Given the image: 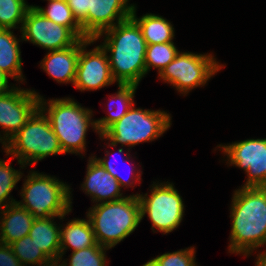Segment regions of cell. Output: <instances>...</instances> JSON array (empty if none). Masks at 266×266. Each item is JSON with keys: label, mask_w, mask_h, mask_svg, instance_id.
<instances>
[{"label": "cell", "mask_w": 266, "mask_h": 266, "mask_svg": "<svg viewBox=\"0 0 266 266\" xmlns=\"http://www.w3.org/2000/svg\"><path fill=\"white\" fill-rule=\"evenodd\" d=\"M106 34L103 49L111 52L108 57L113 79L118 84L138 85L146 74L145 54L147 43L137 22L127 18L96 36Z\"/></svg>", "instance_id": "1"}, {"label": "cell", "mask_w": 266, "mask_h": 266, "mask_svg": "<svg viewBox=\"0 0 266 266\" xmlns=\"http://www.w3.org/2000/svg\"><path fill=\"white\" fill-rule=\"evenodd\" d=\"M230 253L249 255L266 244V196L257 187H242L232 199Z\"/></svg>", "instance_id": "2"}, {"label": "cell", "mask_w": 266, "mask_h": 266, "mask_svg": "<svg viewBox=\"0 0 266 266\" xmlns=\"http://www.w3.org/2000/svg\"><path fill=\"white\" fill-rule=\"evenodd\" d=\"M96 242L112 248L128 237L141 221L138 195L116 201L100 202L87 213Z\"/></svg>", "instance_id": "3"}, {"label": "cell", "mask_w": 266, "mask_h": 266, "mask_svg": "<svg viewBox=\"0 0 266 266\" xmlns=\"http://www.w3.org/2000/svg\"><path fill=\"white\" fill-rule=\"evenodd\" d=\"M44 99L40 97L39 109L26 124L6 143L3 141L6 155L17 158L20 165L36 163L48 155L64 154L51 124L44 115Z\"/></svg>", "instance_id": "4"}, {"label": "cell", "mask_w": 266, "mask_h": 266, "mask_svg": "<svg viewBox=\"0 0 266 266\" xmlns=\"http://www.w3.org/2000/svg\"><path fill=\"white\" fill-rule=\"evenodd\" d=\"M17 202L28 210L34 218L59 217L62 219L71 211L70 188L56 178L32 172L24 182Z\"/></svg>", "instance_id": "5"}, {"label": "cell", "mask_w": 266, "mask_h": 266, "mask_svg": "<svg viewBox=\"0 0 266 266\" xmlns=\"http://www.w3.org/2000/svg\"><path fill=\"white\" fill-rule=\"evenodd\" d=\"M47 118L56 134L63 153H79L85 149V135L91 122L92 111L72 99H54L48 103Z\"/></svg>", "instance_id": "6"}, {"label": "cell", "mask_w": 266, "mask_h": 266, "mask_svg": "<svg viewBox=\"0 0 266 266\" xmlns=\"http://www.w3.org/2000/svg\"><path fill=\"white\" fill-rule=\"evenodd\" d=\"M171 117L164 111L132 108L117 122L112 124L100 137L110 140L109 146L118 143L135 146L152 141L161 136L171 125Z\"/></svg>", "instance_id": "7"}, {"label": "cell", "mask_w": 266, "mask_h": 266, "mask_svg": "<svg viewBox=\"0 0 266 266\" xmlns=\"http://www.w3.org/2000/svg\"><path fill=\"white\" fill-rule=\"evenodd\" d=\"M153 184L151 194L148 197L137 194L140 203L141 220L145 213L153 223L152 229L169 233L177 228L182 221L184 204L178 191L172 184Z\"/></svg>", "instance_id": "8"}, {"label": "cell", "mask_w": 266, "mask_h": 266, "mask_svg": "<svg viewBox=\"0 0 266 266\" xmlns=\"http://www.w3.org/2000/svg\"><path fill=\"white\" fill-rule=\"evenodd\" d=\"M221 68L212 55L179 52L159 77L186 94L189 90L206 84Z\"/></svg>", "instance_id": "9"}, {"label": "cell", "mask_w": 266, "mask_h": 266, "mask_svg": "<svg viewBox=\"0 0 266 266\" xmlns=\"http://www.w3.org/2000/svg\"><path fill=\"white\" fill-rule=\"evenodd\" d=\"M20 30L22 40L49 51L68 48L79 40L68 27L49 20L35 6L28 9Z\"/></svg>", "instance_id": "10"}, {"label": "cell", "mask_w": 266, "mask_h": 266, "mask_svg": "<svg viewBox=\"0 0 266 266\" xmlns=\"http://www.w3.org/2000/svg\"><path fill=\"white\" fill-rule=\"evenodd\" d=\"M94 41L79 39V57L73 85L81 91L100 89L115 82L103 47L100 45L91 51H85V47Z\"/></svg>", "instance_id": "11"}, {"label": "cell", "mask_w": 266, "mask_h": 266, "mask_svg": "<svg viewBox=\"0 0 266 266\" xmlns=\"http://www.w3.org/2000/svg\"><path fill=\"white\" fill-rule=\"evenodd\" d=\"M39 100L40 95L35 91L18 88L0 95V126L6 131L1 142H8L26 124L39 109Z\"/></svg>", "instance_id": "12"}, {"label": "cell", "mask_w": 266, "mask_h": 266, "mask_svg": "<svg viewBox=\"0 0 266 266\" xmlns=\"http://www.w3.org/2000/svg\"><path fill=\"white\" fill-rule=\"evenodd\" d=\"M219 147L227 154L231 165L246 171L248 180L244 187H257L263 181L266 174V139H247Z\"/></svg>", "instance_id": "13"}, {"label": "cell", "mask_w": 266, "mask_h": 266, "mask_svg": "<svg viewBox=\"0 0 266 266\" xmlns=\"http://www.w3.org/2000/svg\"><path fill=\"white\" fill-rule=\"evenodd\" d=\"M129 0H89L88 3V38L94 39L105 30L130 18L134 5ZM117 18V23L115 21Z\"/></svg>", "instance_id": "14"}, {"label": "cell", "mask_w": 266, "mask_h": 266, "mask_svg": "<svg viewBox=\"0 0 266 266\" xmlns=\"http://www.w3.org/2000/svg\"><path fill=\"white\" fill-rule=\"evenodd\" d=\"M83 190L92 196L93 202L103 203L108 201H116L124 198L120 193L121 188L112 175L98 163L94 156L89 158L87 165V173L85 182L82 184ZM105 200V201H104Z\"/></svg>", "instance_id": "15"}, {"label": "cell", "mask_w": 266, "mask_h": 266, "mask_svg": "<svg viewBox=\"0 0 266 266\" xmlns=\"http://www.w3.org/2000/svg\"><path fill=\"white\" fill-rule=\"evenodd\" d=\"M78 57L79 40L68 48L50 51L41 61V67L60 83H74Z\"/></svg>", "instance_id": "16"}, {"label": "cell", "mask_w": 266, "mask_h": 266, "mask_svg": "<svg viewBox=\"0 0 266 266\" xmlns=\"http://www.w3.org/2000/svg\"><path fill=\"white\" fill-rule=\"evenodd\" d=\"M4 216L0 223V242L12 244L26 235H29L34 216L17 202L7 205L1 212Z\"/></svg>", "instance_id": "17"}, {"label": "cell", "mask_w": 266, "mask_h": 266, "mask_svg": "<svg viewBox=\"0 0 266 266\" xmlns=\"http://www.w3.org/2000/svg\"><path fill=\"white\" fill-rule=\"evenodd\" d=\"M53 219L54 217L35 218L29 236L51 260L61 262L60 229L53 222Z\"/></svg>", "instance_id": "18"}, {"label": "cell", "mask_w": 266, "mask_h": 266, "mask_svg": "<svg viewBox=\"0 0 266 266\" xmlns=\"http://www.w3.org/2000/svg\"><path fill=\"white\" fill-rule=\"evenodd\" d=\"M63 228L60 229V258L68 247L74 252L97 243L89 219H74Z\"/></svg>", "instance_id": "19"}, {"label": "cell", "mask_w": 266, "mask_h": 266, "mask_svg": "<svg viewBox=\"0 0 266 266\" xmlns=\"http://www.w3.org/2000/svg\"><path fill=\"white\" fill-rule=\"evenodd\" d=\"M19 40L11 29L0 28V70L16 79H23Z\"/></svg>", "instance_id": "20"}, {"label": "cell", "mask_w": 266, "mask_h": 266, "mask_svg": "<svg viewBox=\"0 0 266 266\" xmlns=\"http://www.w3.org/2000/svg\"><path fill=\"white\" fill-rule=\"evenodd\" d=\"M135 12L136 8L134 6L131 17L140 27L147 45L172 42L174 38V28L170 22L154 14H146L138 19Z\"/></svg>", "instance_id": "21"}, {"label": "cell", "mask_w": 266, "mask_h": 266, "mask_svg": "<svg viewBox=\"0 0 266 266\" xmlns=\"http://www.w3.org/2000/svg\"><path fill=\"white\" fill-rule=\"evenodd\" d=\"M119 90L116 96H112L120 103V109L109 112V116L95 120V131L102 135L112 124L120 120L133 106V97L138 85L135 84H118ZM110 100V102L112 101ZM110 108V107H109ZM116 112V113H115Z\"/></svg>", "instance_id": "22"}, {"label": "cell", "mask_w": 266, "mask_h": 266, "mask_svg": "<svg viewBox=\"0 0 266 266\" xmlns=\"http://www.w3.org/2000/svg\"><path fill=\"white\" fill-rule=\"evenodd\" d=\"M48 8L44 9L39 6H35L39 12H41L46 18L53 22L68 27L79 39H89L81 28V25L77 22L69 8L67 2L48 0Z\"/></svg>", "instance_id": "23"}, {"label": "cell", "mask_w": 266, "mask_h": 266, "mask_svg": "<svg viewBox=\"0 0 266 266\" xmlns=\"http://www.w3.org/2000/svg\"><path fill=\"white\" fill-rule=\"evenodd\" d=\"M14 255L19 259L21 264L39 265L48 262L51 260L43 251L38 247L34 240L30 238L29 235L16 240L10 244Z\"/></svg>", "instance_id": "24"}, {"label": "cell", "mask_w": 266, "mask_h": 266, "mask_svg": "<svg viewBox=\"0 0 266 266\" xmlns=\"http://www.w3.org/2000/svg\"><path fill=\"white\" fill-rule=\"evenodd\" d=\"M179 51L173 42L147 45L145 54L146 73L150 67L158 68V73L175 59Z\"/></svg>", "instance_id": "25"}, {"label": "cell", "mask_w": 266, "mask_h": 266, "mask_svg": "<svg viewBox=\"0 0 266 266\" xmlns=\"http://www.w3.org/2000/svg\"><path fill=\"white\" fill-rule=\"evenodd\" d=\"M30 7L25 0H0V28H16L18 23L22 26Z\"/></svg>", "instance_id": "26"}, {"label": "cell", "mask_w": 266, "mask_h": 266, "mask_svg": "<svg viewBox=\"0 0 266 266\" xmlns=\"http://www.w3.org/2000/svg\"><path fill=\"white\" fill-rule=\"evenodd\" d=\"M109 248L96 243L94 246L72 252L69 266H106L104 251Z\"/></svg>", "instance_id": "27"}, {"label": "cell", "mask_w": 266, "mask_h": 266, "mask_svg": "<svg viewBox=\"0 0 266 266\" xmlns=\"http://www.w3.org/2000/svg\"><path fill=\"white\" fill-rule=\"evenodd\" d=\"M21 174L20 171L10 166V161L5 162L4 160H0V207L4 208L7 205L17 202L11 199V201L8 202L9 204L7 201L6 204H4L12 189L21 179Z\"/></svg>", "instance_id": "28"}, {"label": "cell", "mask_w": 266, "mask_h": 266, "mask_svg": "<svg viewBox=\"0 0 266 266\" xmlns=\"http://www.w3.org/2000/svg\"><path fill=\"white\" fill-rule=\"evenodd\" d=\"M194 254L195 250L193 247L172 253H164L153 258L152 261L157 266H197L194 260Z\"/></svg>", "instance_id": "29"}, {"label": "cell", "mask_w": 266, "mask_h": 266, "mask_svg": "<svg viewBox=\"0 0 266 266\" xmlns=\"http://www.w3.org/2000/svg\"><path fill=\"white\" fill-rule=\"evenodd\" d=\"M88 3L89 0H68L67 4L73 16L81 25L83 33L88 37Z\"/></svg>", "instance_id": "30"}, {"label": "cell", "mask_w": 266, "mask_h": 266, "mask_svg": "<svg viewBox=\"0 0 266 266\" xmlns=\"http://www.w3.org/2000/svg\"><path fill=\"white\" fill-rule=\"evenodd\" d=\"M0 266H23L10 245L0 242Z\"/></svg>", "instance_id": "31"}, {"label": "cell", "mask_w": 266, "mask_h": 266, "mask_svg": "<svg viewBox=\"0 0 266 266\" xmlns=\"http://www.w3.org/2000/svg\"><path fill=\"white\" fill-rule=\"evenodd\" d=\"M94 158L98 163H100L104 167V169L106 171H108L112 175V177L116 178L120 187L121 186L127 187V186L131 185L129 179H127V180L123 179V177L121 175H119V173L116 171L113 164L111 163L110 159L108 161L106 158H103V159H100V158L97 159L96 157H94Z\"/></svg>", "instance_id": "32"}, {"label": "cell", "mask_w": 266, "mask_h": 266, "mask_svg": "<svg viewBox=\"0 0 266 266\" xmlns=\"http://www.w3.org/2000/svg\"><path fill=\"white\" fill-rule=\"evenodd\" d=\"M8 75L0 70V95L8 93Z\"/></svg>", "instance_id": "33"}, {"label": "cell", "mask_w": 266, "mask_h": 266, "mask_svg": "<svg viewBox=\"0 0 266 266\" xmlns=\"http://www.w3.org/2000/svg\"><path fill=\"white\" fill-rule=\"evenodd\" d=\"M256 266H266V252L258 255Z\"/></svg>", "instance_id": "34"}, {"label": "cell", "mask_w": 266, "mask_h": 266, "mask_svg": "<svg viewBox=\"0 0 266 266\" xmlns=\"http://www.w3.org/2000/svg\"><path fill=\"white\" fill-rule=\"evenodd\" d=\"M58 262L59 261L57 260H49L48 262L43 263L41 266H67V263L65 261H63V264L60 265H58Z\"/></svg>", "instance_id": "35"}, {"label": "cell", "mask_w": 266, "mask_h": 266, "mask_svg": "<svg viewBox=\"0 0 266 266\" xmlns=\"http://www.w3.org/2000/svg\"><path fill=\"white\" fill-rule=\"evenodd\" d=\"M257 188H266V174L263 181L257 186Z\"/></svg>", "instance_id": "36"}, {"label": "cell", "mask_w": 266, "mask_h": 266, "mask_svg": "<svg viewBox=\"0 0 266 266\" xmlns=\"http://www.w3.org/2000/svg\"><path fill=\"white\" fill-rule=\"evenodd\" d=\"M143 266H157V265L152 260H150L147 263L143 264Z\"/></svg>", "instance_id": "37"}, {"label": "cell", "mask_w": 266, "mask_h": 266, "mask_svg": "<svg viewBox=\"0 0 266 266\" xmlns=\"http://www.w3.org/2000/svg\"><path fill=\"white\" fill-rule=\"evenodd\" d=\"M260 189H262L265 192V196H266V188H260Z\"/></svg>", "instance_id": "38"}]
</instances>
